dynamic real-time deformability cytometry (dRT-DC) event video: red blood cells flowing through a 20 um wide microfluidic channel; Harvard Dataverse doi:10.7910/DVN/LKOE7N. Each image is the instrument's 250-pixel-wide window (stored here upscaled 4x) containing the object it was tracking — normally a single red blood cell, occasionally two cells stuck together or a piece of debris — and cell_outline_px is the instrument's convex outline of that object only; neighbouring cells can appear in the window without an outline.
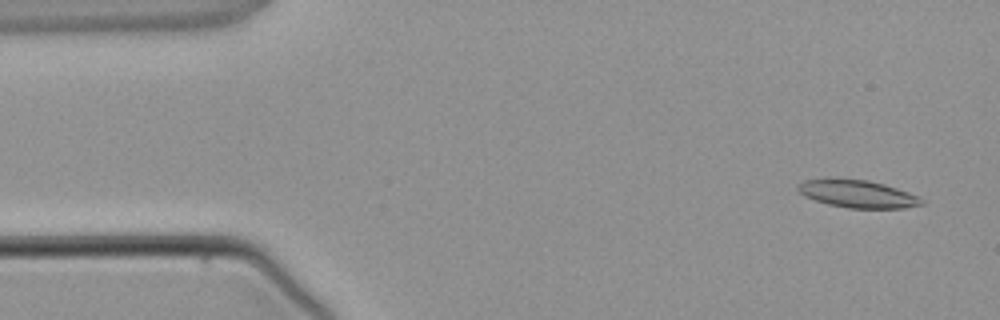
{"species": "common noctule bat (a hibernating species)", "species_latin": "Nyctalus noctula", "temperature_condition": "warm", "stored_images_in_passage": 4, "camera_frame_rate_fps": 3000, "um_per_image_px": 0.085, "animal": {"sex": "male", "body_mass_g": 21.5, "forearm_length_mm": 52.0}, "frame": {"image": 1, "passage_image": 1, "time_ms": 0.0, "image_size_px": [1000, 320], "cell_outline_px": [[924, 204], [904, 208], [848, 208], [828, 204], [804, 196], [796, 188], [796, 184], [804, 180], [824, 176], [868, 180], [884, 184], [908, 192], [924, 200]], "centroid_in_image_um": [72.81, 16.44], "position_along_channel_um": 12.2, "area_um2": 20.35}}
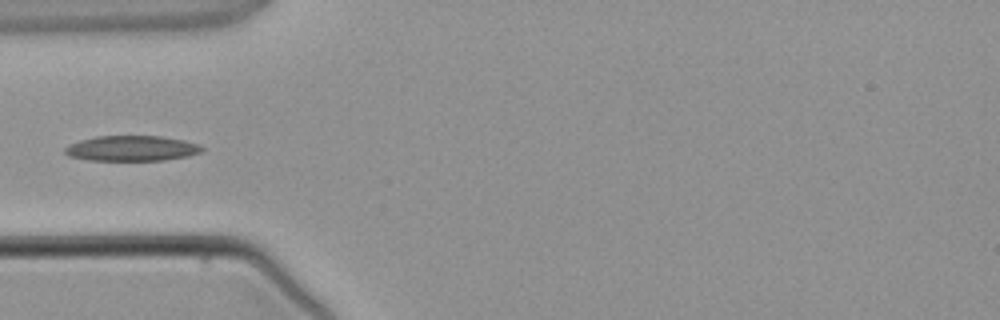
{"frame": {"image": 2, "passage_image": 4, "time_ms": 3.667, "image_size_px": [1000, 320], "cell_outline_px": [[204, 148], [200, 152], [188, 156], [164, 160], [88, 160], [68, 156], [64, 152], [64, 148], [80, 140], [96, 136], [160, 136], [184, 140], [200, 144]], "centroid_in_image_um": [11.21, 12.61], "position_along_channel_um": 73.8, "area_um2": 20.17}}